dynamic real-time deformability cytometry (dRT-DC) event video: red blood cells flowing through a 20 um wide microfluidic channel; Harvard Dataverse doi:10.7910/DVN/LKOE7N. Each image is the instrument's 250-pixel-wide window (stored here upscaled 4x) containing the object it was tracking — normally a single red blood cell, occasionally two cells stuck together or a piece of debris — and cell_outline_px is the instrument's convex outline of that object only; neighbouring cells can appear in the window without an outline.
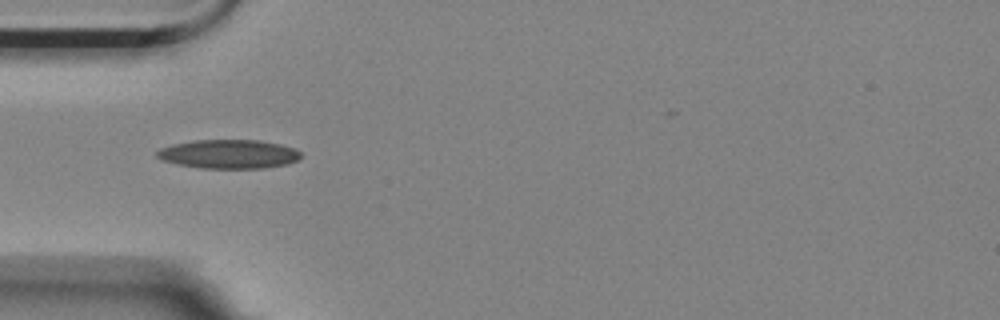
{"species": "Egyptian fruit bat (a non-hibernating species)", "species_latin": "Rousettus aegyptiacus", "temperature_condition": "room temperature", "stored_images_in_passage": 10, "camera_frame_rate_fps": 3000, "um_per_image_px": 0.085, "animal": {"sex": "female"}, "frame": {"image": 1, "passage_image": 1, "time_ms": 0.0, "image_size_px": [1000, 320], "cell_outline_px": [[300, 160], [288, 164], [264, 168], [200, 168], [180, 164], [164, 160], [156, 156], [156, 152], [160, 148], [172, 144], [192, 140], [256, 140], [280, 144], [292, 148], [300, 152]], "centroid_in_image_um": [19.45, 13.09], "position_along_channel_um": 65.5, "area_um2": 24.16}}
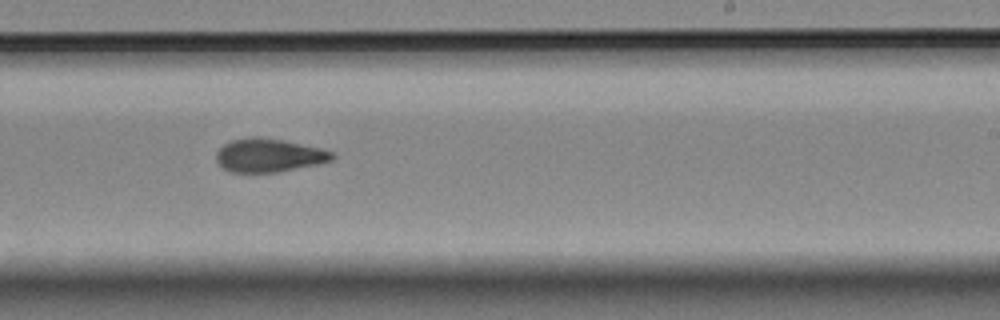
{"frame": {"image": 2, "passage_image": 6, "time_ms": 1.667, "image_size_px": [1000, 320], "cell_outline_px": [[336, 156], [332, 160], [320, 164], [280, 172], [232, 172], [224, 168], [216, 160], [216, 152], [224, 144], [232, 140], [248, 136], [260, 136], [320, 148], [332, 152]], "centroid_in_image_um": [22.86, 13.2], "position_along_channel_um": 266.1, "area_um2": 22.6}}
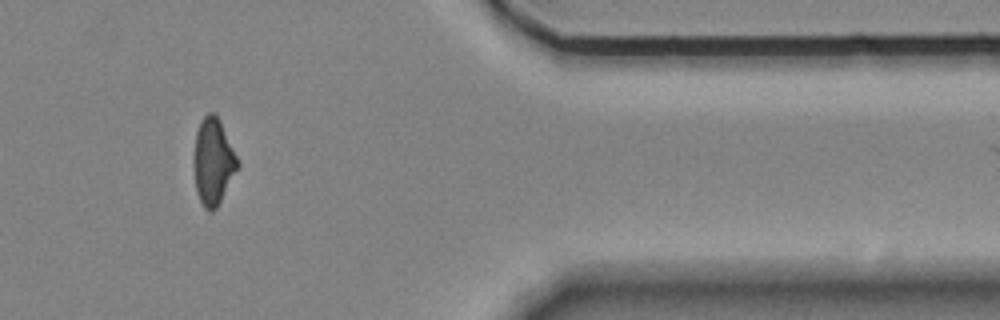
{"frame": {"image": 3, "passage_image": 9, "time_ms": 2.667, "image_size_px": [1000, 320], "cell_outline_px": [[240, 164], [216, 208], [212, 212], [208, 212], [204, 208], [196, 192], [196, 132], [200, 120], [208, 112], [216, 112], [240, 160]], "centroid_in_image_um": [18.17, 13.7], "position_along_channel_um": 393.2, "area_um2": 21.68}}